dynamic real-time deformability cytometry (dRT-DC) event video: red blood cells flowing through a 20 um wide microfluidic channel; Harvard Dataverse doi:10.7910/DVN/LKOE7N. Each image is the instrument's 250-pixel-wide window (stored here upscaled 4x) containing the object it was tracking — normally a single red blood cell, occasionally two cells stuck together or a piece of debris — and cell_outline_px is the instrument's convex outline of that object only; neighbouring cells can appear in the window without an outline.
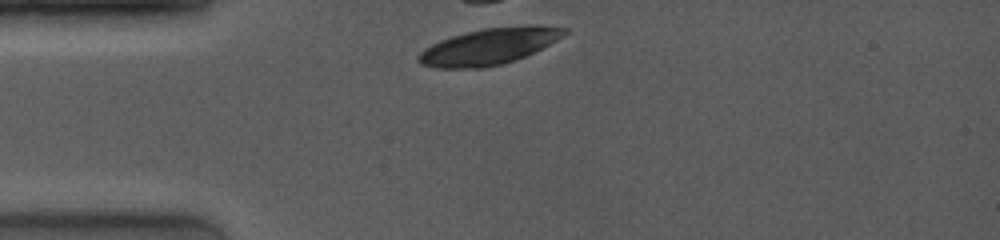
{"species": "common noctule bat (a hibernating species)", "species_latin": "Nyctalus noctula", "temperature_condition": "room temperature", "stored_images_in_passage": 1, "camera_frame_rate_fps": 4000, "um_per_image_px": 0.085, "animal": {"sex": "female", "body_mass_g": 19.0, "forearm_length_mm": 53.3}, "frame": {"image": 1, "passage_image": 1, "time_ms": 0.0, "image_size_px": [1000, 240], "cell_outline_px": [[568, 32], [556, 40], [524, 56], [504, 64], [484, 68], [436, 68], [420, 64], [416, 60], [416, 56], [424, 48], [440, 40], [452, 36], [484, 28], [528, 24], [540, 24], [568, 28]], "centroid_in_image_um": [41.56, 3.93], "position_along_channel_um": 43.4, "area_um2": 31.04}}